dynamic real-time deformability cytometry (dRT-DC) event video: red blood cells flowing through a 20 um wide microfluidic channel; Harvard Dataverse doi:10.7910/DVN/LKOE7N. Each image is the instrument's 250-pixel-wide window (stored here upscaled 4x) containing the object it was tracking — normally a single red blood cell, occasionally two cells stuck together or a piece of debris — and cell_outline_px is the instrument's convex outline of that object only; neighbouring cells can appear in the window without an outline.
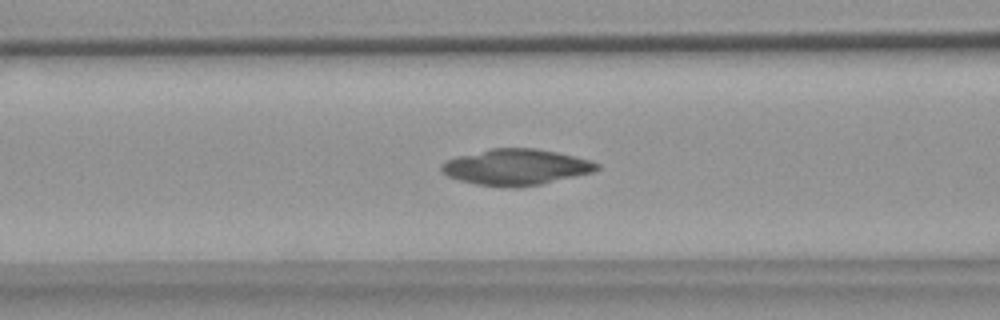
{"species": "common noctule bat (a hibernating species)", "species_latin": "Nyctalus noctula", "temperature_condition": "warm", "stored_images_in_passage": 54, "camera_frame_rate_fps": 3000, "um_per_image_px": 0.085, "animal": {"sex": "female", "body_mass_g": 18.4}, "frame": {"image": 1, "passage_image": 21, "time_ms": 6.667, "image_size_px": [1000, 320], "cell_outline_px": [[600, 168], [596, 172], [540, 184], [516, 188], [512, 188], [476, 184], [460, 180], [448, 176], [440, 168], [440, 164], [444, 160], [456, 156], [492, 148], [536, 148], [576, 156], [592, 160], [600, 164]], "centroid_in_image_um": [43.89, 14.2], "position_along_channel_um": 122.7, "area_um2": 32.89}}
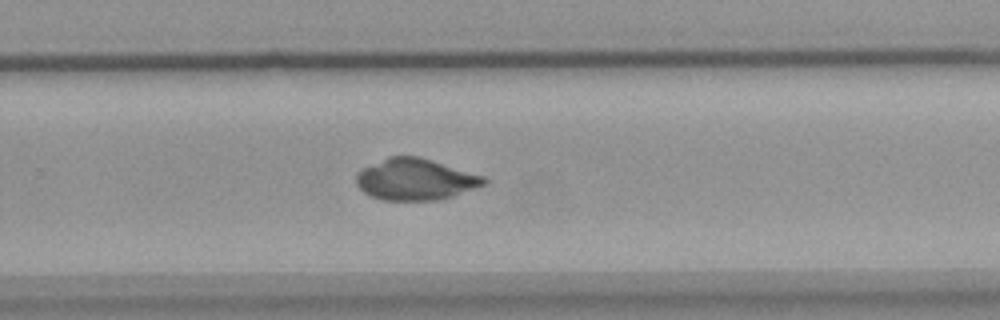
{"frame": {"image": 2, "passage_image": 35, "time_ms": 11.333, "image_size_px": [1000, 320], "cell_outline_px": [[488, 180], [484, 184], [452, 196], [436, 200], [380, 200], [364, 192], [356, 184], [356, 172], [360, 168], [388, 156], [420, 156], [484, 176]], "centroid_in_image_um": [35.25, 15.23], "position_along_channel_um": 294.5, "area_um2": 30.87}}
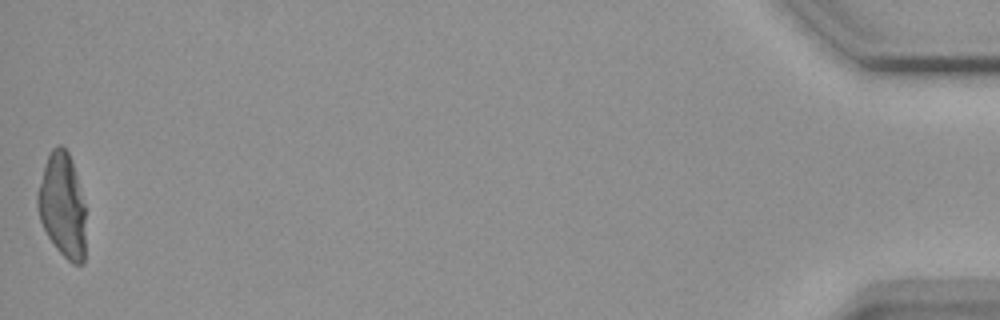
{"frame": {"image": 3, "passage_image": 54, "time_ms": 17.667, "image_size_px": [1000, 320], "cell_outline_px": [[84, 264], [72, 264], [56, 248], [48, 236], [40, 220], [36, 204], [36, 192], [44, 164], [48, 152], [56, 144], [60, 144], [68, 152], [72, 160], [84, 204]], "centroid_in_image_um": [5.26, 17.42], "position_along_channel_um": 429.9, "area_um2": 29.36}}